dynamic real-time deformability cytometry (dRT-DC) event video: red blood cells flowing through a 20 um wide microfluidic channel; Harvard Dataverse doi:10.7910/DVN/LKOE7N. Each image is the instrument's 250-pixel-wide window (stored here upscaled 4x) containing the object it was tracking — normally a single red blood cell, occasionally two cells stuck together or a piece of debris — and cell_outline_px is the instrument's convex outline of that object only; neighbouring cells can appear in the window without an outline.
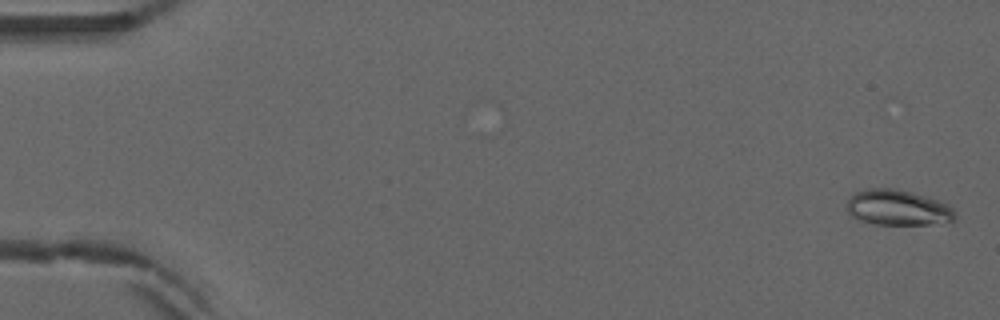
{"species": "common noctule bat (a hibernating species)", "species_latin": "Nyctalus noctula", "temperature_condition": "warm", "stored_images_in_passage": 54, "camera_frame_rate_fps": 3000, "um_per_image_px": 0.085, "animal": {"sex": "male", "forearm_length_mm": 52.5}, "frame": {"image": 1, "passage_image": 2, "time_ms": 0.333, "image_size_px": [1000, 320], "cell_outline_px": [[956, 220], [928, 224], [876, 224], [860, 220], [852, 216], [848, 212], [848, 200], [856, 192], [868, 188], [892, 188], [912, 192], [948, 204], [956, 212]], "centroid_in_image_um": [76.33, 17.65], "position_along_channel_um": 8.7, "area_um2": 22.14}}
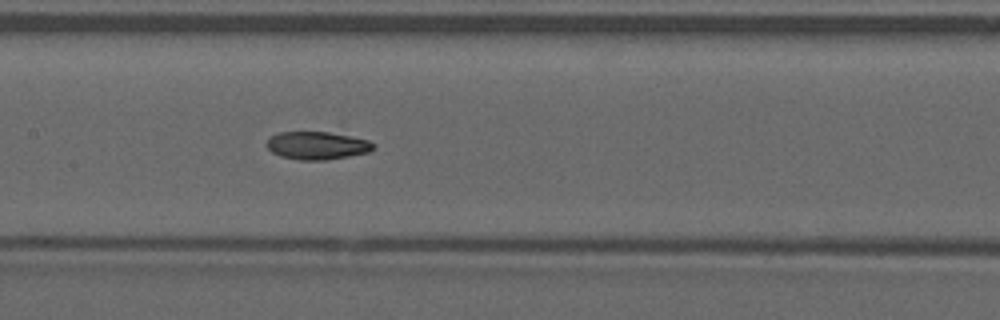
{"frame": {"image": 2, "passage_image": 27, "time_ms": 8.667, "image_size_px": [1000, 320], "cell_outline_px": [[376, 144], [368, 152], [348, 156], [324, 160], [300, 160], [280, 156], [272, 152], [268, 148], [268, 140], [272, 136], [280, 132], [328, 132], [368, 140]], "centroid_in_image_um": [26.95, 12.37], "position_along_channel_um": 180.5, "area_um2": 16.99}}
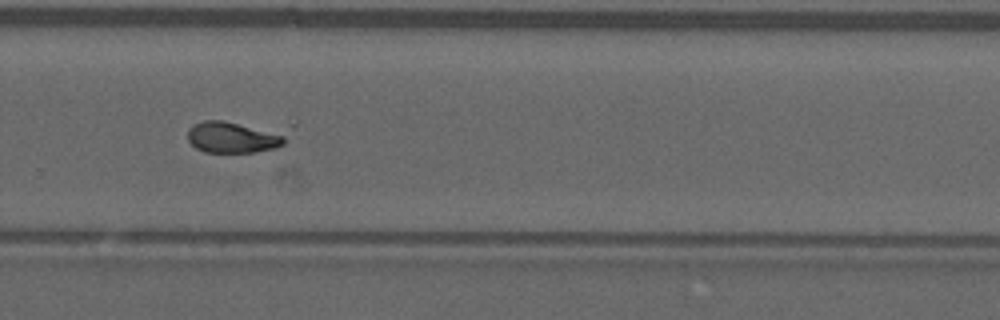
{"frame": {"image": 3, "passage_image": 37, "time_ms": 12.0, "image_size_px": [1000, 320], "cell_outline_px": [[284, 144], [276, 148], [256, 152], [204, 152], [196, 148], [188, 140], [188, 128], [192, 124], [204, 120], [224, 120], [284, 132]], "centroid_in_image_um": [19.79, 11.66], "position_along_channel_um": 310.0, "area_um2": 18.03}}